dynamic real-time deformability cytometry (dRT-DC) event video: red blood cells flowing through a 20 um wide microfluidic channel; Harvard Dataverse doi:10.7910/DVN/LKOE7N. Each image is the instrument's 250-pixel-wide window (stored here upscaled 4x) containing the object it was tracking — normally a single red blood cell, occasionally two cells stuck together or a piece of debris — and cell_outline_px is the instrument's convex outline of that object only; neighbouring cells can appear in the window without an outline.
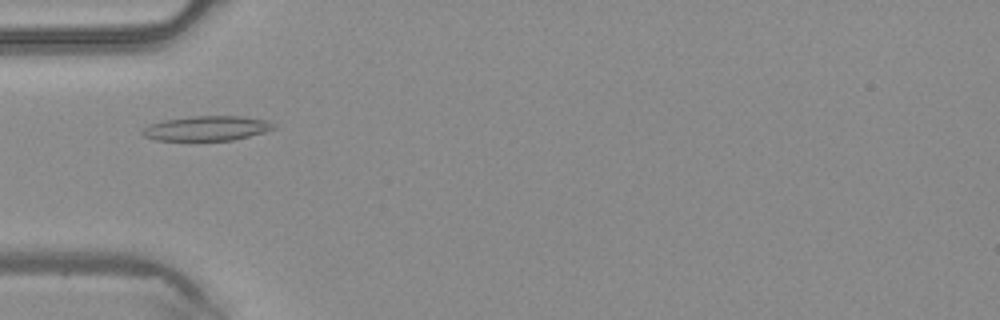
{"species": "common noctule bat (a hibernating species)", "species_latin": "Nyctalus noctula", "temperature_condition": "warm", "stored_images_in_passage": 1, "camera_frame_rate_fps": 3000, "um_per_image_px": 0.085, "animal": {"sex": "male", "body_mass_g": 20.4}, "frame": {"image": 1, "passage_image": 1, "time_ms": 0.0, "image_size_px": [1000, 320], "cell_outline_px": [[276, 128], [264, 132], [232, 140], [156, 140], [144, 136], [140, 132], [148, 124], [164, 120], [192, 116], [240, 116], [268, 120], [276, 124]], "centroid_in_image_um": [17.58, 10.9], "position_along_channel_um": 67.4, "area_um2": 18.9}}